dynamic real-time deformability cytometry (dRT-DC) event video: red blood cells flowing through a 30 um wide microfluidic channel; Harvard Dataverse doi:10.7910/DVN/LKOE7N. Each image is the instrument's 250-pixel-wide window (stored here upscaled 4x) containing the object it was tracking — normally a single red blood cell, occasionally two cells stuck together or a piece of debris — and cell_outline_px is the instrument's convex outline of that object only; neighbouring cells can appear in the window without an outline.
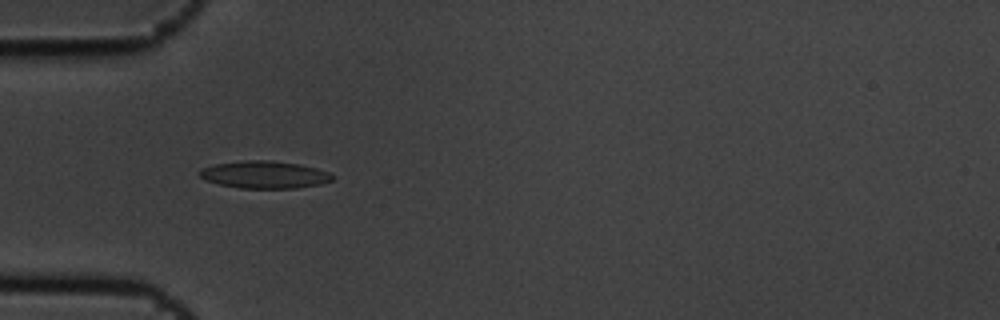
{"species": "common noctule bat (a hibernating species)", "species_latin": "Nyctalus noctula", "temperature_condition": "cold", "stored_images_in_passage": 5, "camera_frame_rate_fps": 3000, "um_per_image_px": 0.085, "animal": {"sex": "male", "body_mass_g": 19.5, "forearm_length_mm": 54.6}, "frame": {"image": 1, "passage_image": 4, "time_ms": 1.0, "image_size_px": [1000, 320], "cell_outline_px": [[336, 176], [332, 180], [320, 184], [296, 188], [240, 188], [220, 184], [204, 180], [196, 172], [200, 168], [216, 164], [244, 160], [272, 160], [300, 164], [316, 168], [328, 172]], "centroid_in_image_um": [22.46, 14.84], "position_along_channel_um": 62.5, "area_um2": 21.33}}
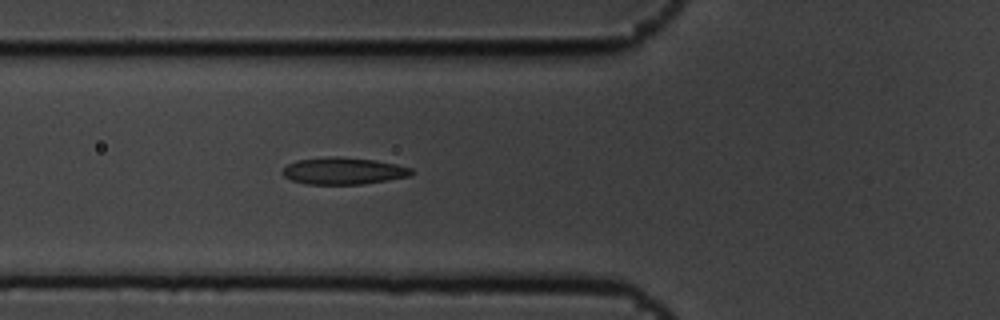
{"frame": {"image": 2, "passage_image": 5, "time_ms": 1.333, "image_size_px": [1000, 320], "cell_outline_px": [[416, 172], [412, 176], [364, 184], [308, 184], [292, 180], [284, 176], [284, 168], [288, 164], [296, 160], [324, 156], [336, 156], [376, 160], [396, 164], [412, 168]], "centroid_in_image_um": [29.25, 14.52], "position_along_channel_um": 96.6, "area_um2": 20.4}}